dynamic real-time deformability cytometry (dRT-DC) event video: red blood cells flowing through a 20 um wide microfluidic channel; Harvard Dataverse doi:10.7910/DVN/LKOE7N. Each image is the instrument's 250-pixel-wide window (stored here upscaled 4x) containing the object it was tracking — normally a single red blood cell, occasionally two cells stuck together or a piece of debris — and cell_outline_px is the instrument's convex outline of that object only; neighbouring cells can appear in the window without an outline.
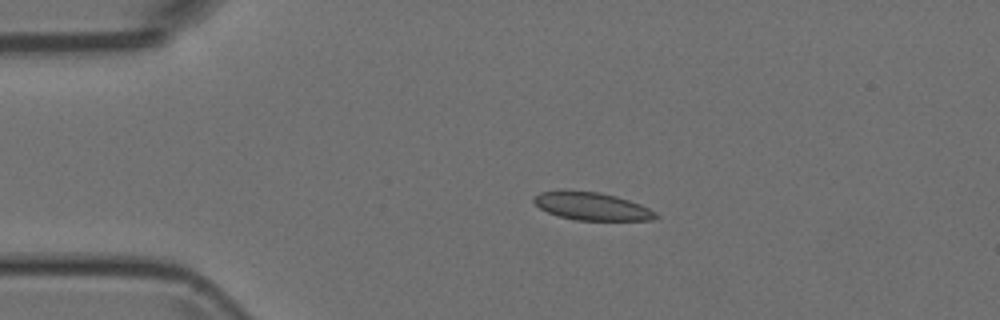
{"species": "Egyptian fruit bat (a non-hibernating species)", "species_latin": "Rousettus aegyptiacus", "temperature_condition": "room temperature", "stored_images_in_passage": 41, "camera_frame_rate_fps": 3000, "um_per_image_px": 0.085, "animal": {"sex": "female"}, "frame": {"image": 1, "passage_image": 1, "time_ms": 0.0, "image_size_px": [1000, 320], "cell_outline_px": [[660, 216], [652, 220], [576, 220], [560, 216], [548, 212], [540, 208], [532, 200], [532, 196], [540, 192], [600, 192], [616, 196], [640, 204], [656, 212]], "centroid_in_image_um": [50.34, 17.55], "position_along_channel_um": 34.7, "area_um2": 19.31}}
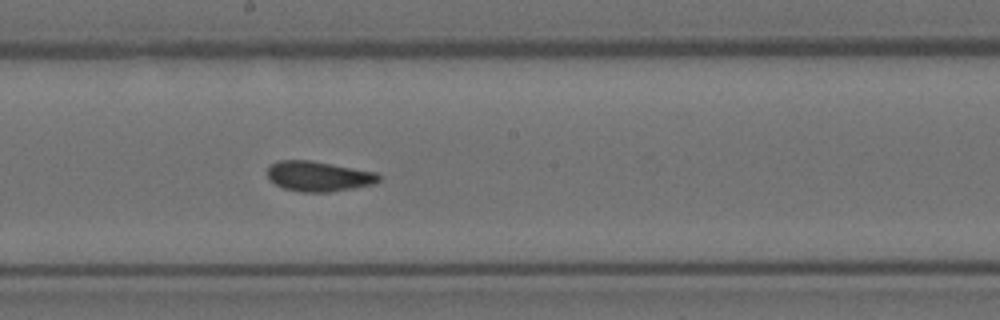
{"frame": {"image": 2, "passage_image": 18, "time_ms": 5.667, "image_size_px": [1000, 320], "cell_outline_px": [[380, 180], [376, 184], [328, 192], [300, 192], [284, 188], [276, 184], [268, 176], [268, 168], [272, 164], [280, 160], [312, 160], [376, 172], [380, 176]], "centroid_in_image_um": [27.11, 14.98], "position_along_channel_um": 221.1, "area_um2": 19.48}}
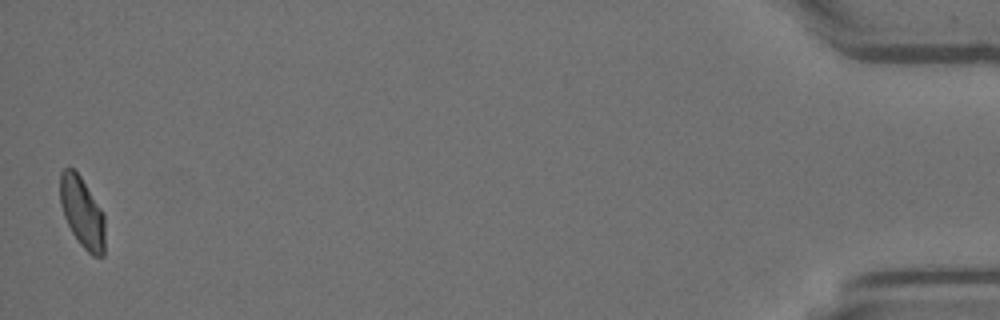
{"frame": {"image": 3, "passage_image": 41, "time_ms": 13.333, "image_size_px": [1000, 320], "cell_outline_px": [[104, 256], [92, 256], [80, 244], [72, 232], [64, 216], [60, 204], [60, 172], [68, 164], [80, 176], [104, 212]], "centroid_in_image_um": [6.98, 18.03], "position_along_channel_um": 428.2, "area_um2": 18.55}}